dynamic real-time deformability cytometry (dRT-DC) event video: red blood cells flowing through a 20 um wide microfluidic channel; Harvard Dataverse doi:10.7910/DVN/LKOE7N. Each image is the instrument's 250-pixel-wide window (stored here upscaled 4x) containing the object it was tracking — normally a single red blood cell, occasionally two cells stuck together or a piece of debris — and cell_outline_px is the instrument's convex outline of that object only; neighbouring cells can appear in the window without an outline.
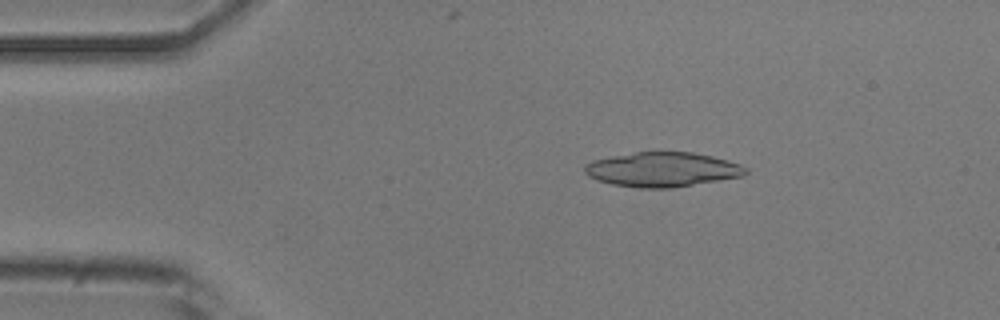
{"species": "common noctule bat (a hibernating species)", "species_latin": "Nyctalus noctula", "temperature_condition": "room temperature", "stored_images_in_passage": 6, "camera_frame_rate_fps": 3000, "um_per_image_px": 0.085, "animal": {"sex": "male", "body_mass_g": 20.5, "forearm_length_mm": 52.5}, "frame": {"image": 1, "passage_image": 3, "time_ms": 0.667, "image_size_px": [1000, 320], "cell_outline_px": [[748, 172], [744, 176], [672, 188], [640, 188], [612, 184], [596, 180], [588, 176], [584, 172], [584, 164], [592, 160], [612, 156], [636, 152], [692, 152], [712, 156], [728, 160], [740, 164], [748, 168]], "centroid_in_image_um": [56.3, 14.41], "position_along_channel_um": 28.7, "area_um2": 32.6}}